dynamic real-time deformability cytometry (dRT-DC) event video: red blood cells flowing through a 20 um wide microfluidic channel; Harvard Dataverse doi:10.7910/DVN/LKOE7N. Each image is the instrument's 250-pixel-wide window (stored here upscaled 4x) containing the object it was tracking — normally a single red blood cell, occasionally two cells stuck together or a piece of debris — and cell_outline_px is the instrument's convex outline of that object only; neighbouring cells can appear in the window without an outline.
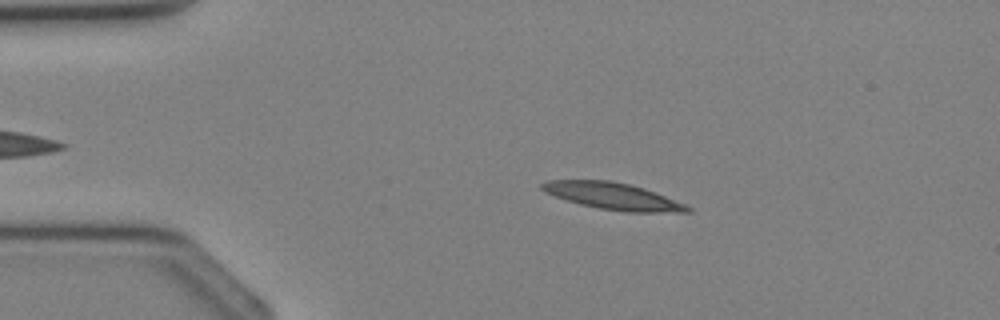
{"species": "Egyptian fruit bat (a non-hibernating species)", "species_latin": "Rousettus aegyptiacus", "temperature_condition": "cold", "stored_images_in_passage": 31, "camera_frame_rate_fps": 3000, "um_per_image_px": 0.085, "animal": {"sex": "female"}, "frame": {"image": 1, "passage_image": 6, "time_ms": 1.667, "image_size_px": [1000, 320], "cell_outline_px": [[692, 212], [628, 212], [600, 208], [580, 204], [544, 192], [540, 188], [540, 184], [548, 180], [608, 180], [628, 184], [644, 188], [684, 204], [692, 208]], "centroid_in_image_um": [52.08, 16.67], "position_along_channel_um": 32.9, "area_um2": 22.37}}
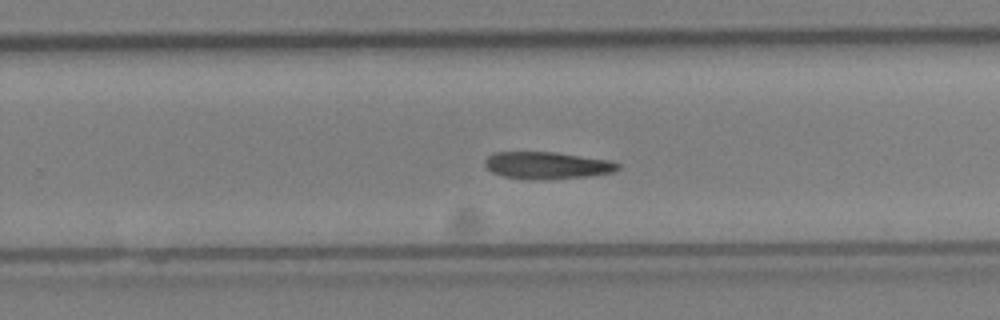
{"frame": {"image": 2, "passage_image": 22, "time_ms": 7.0, "image_size_px": [1000, 320], "cell_outline_px": [[620, 168], [612, 172], [588, 176], [544, 180], [528, 180], [504, 176], [492, 172], [484, 164], [484, 160], [488, 156], [496, 152], [552, 152], [608, 160], [620, 164]], "centroid_in_image_um": [46.47, 14.07], "position_along_channel_um": 283.3, "area_um2": 20.92}}
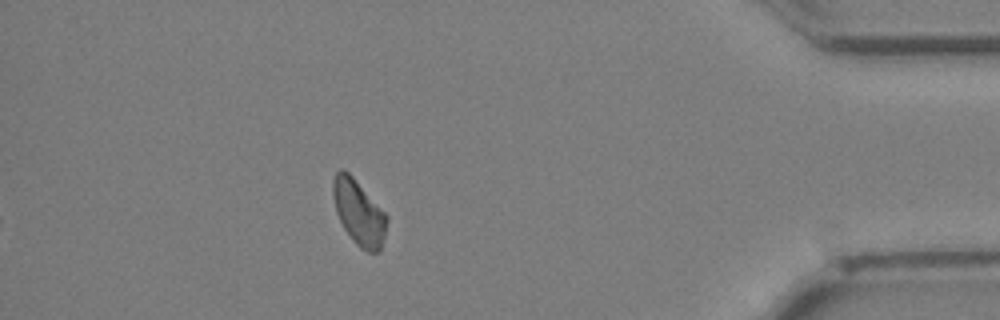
{"frame": {"image": 3, "passage_image": 31, "time_ms": 10.0, "image_size_px": [1000, 320], "cell_outline_px": [[388, 220], [380, 252], [368, 252], [360, 248], [356, 244], [344, 228], [336, 212], [332, 192], [332, 180], [336, 172], [340, 168], [344, 168], [352, 176], [388, 216]], "centroid_in_image_um": [30.49, 18.05], "position_along_channel_um": 404.7, "area_um2": 20.29}}